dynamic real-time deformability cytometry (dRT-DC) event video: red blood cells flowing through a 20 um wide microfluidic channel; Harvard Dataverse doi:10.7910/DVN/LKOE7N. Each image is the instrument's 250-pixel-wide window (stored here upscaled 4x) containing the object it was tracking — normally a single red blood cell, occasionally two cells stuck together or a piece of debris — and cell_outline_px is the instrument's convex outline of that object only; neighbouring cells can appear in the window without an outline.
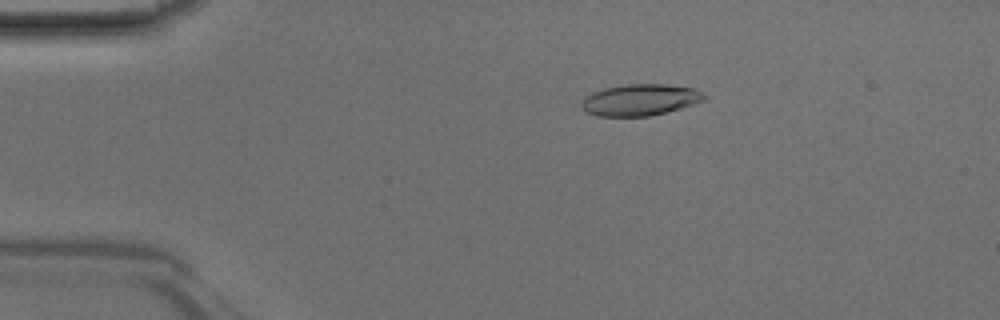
{"species": "Egyptian fruit bat (a non-hibernating species)", "species_latin": "Rousettus aegyptiacus", "temperature_condition": "room temperature", "stored_images_in_passage": 46, "camera_frame_rate_fps": 3000, "um_per_image_px": 0.085, "animal": {"sex": "male"}, "frame": {"image": 1, "passage_image": 9, "time_ms": 2.667, "image_size_px": [1000, 320], "cell_outline_px": [[704, 100], [680, 108], [648, 116], [596, 116], [588, 112], [580, 104], [592, 92], [604, 88], [624, 84], [668, 84], [692, 88], [700, 92], [704, 96]], "centroid_in_image_um": [54.38, 8.48], "position_along_channel_um": 30.6, "area_um2": 22.08}}
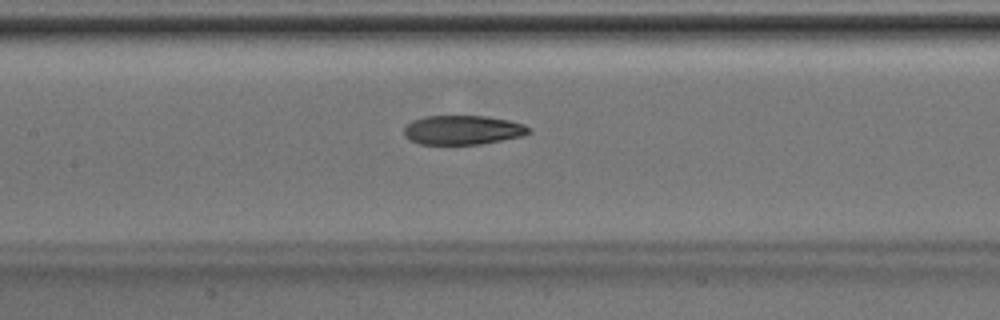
{"frame": {"image": 2, "passage_image": 22, "time_ms": 7.0, "image_size_px": [1000, 320], "cell_outline_px": [[532, 132], [524, 136], [480, 144], [420, 144], [408, 140], [404, 136], [404, 128], [412, 120], [424, 116], [484, 116], [508, 120], [524, 124], [532, 128]], "centroid_in_image_um": [39.35, 11.05], "position_along_channel_um": 168.1, "area_um2": 21.44}}
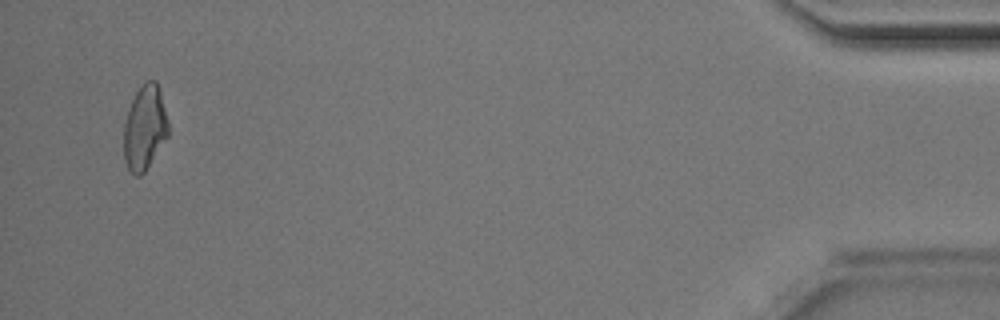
{"frame": {"image": 3, "passage_image": 45, "time_ms": 14.667, "image_size_px": [1000, 320], "cell_outline_px": [[168, 136], [144, 172], [140, 176], [136, 176], [128, 168], [124, 160], [124, 124], [128, 108], [136, 92], [148, 80], [156, 80], [160, 88], [168, 120]], "centroid_in_image_um": [12.31, 10.84], "position_along_channel_um": 422.9, "area_um2": 21.85}}